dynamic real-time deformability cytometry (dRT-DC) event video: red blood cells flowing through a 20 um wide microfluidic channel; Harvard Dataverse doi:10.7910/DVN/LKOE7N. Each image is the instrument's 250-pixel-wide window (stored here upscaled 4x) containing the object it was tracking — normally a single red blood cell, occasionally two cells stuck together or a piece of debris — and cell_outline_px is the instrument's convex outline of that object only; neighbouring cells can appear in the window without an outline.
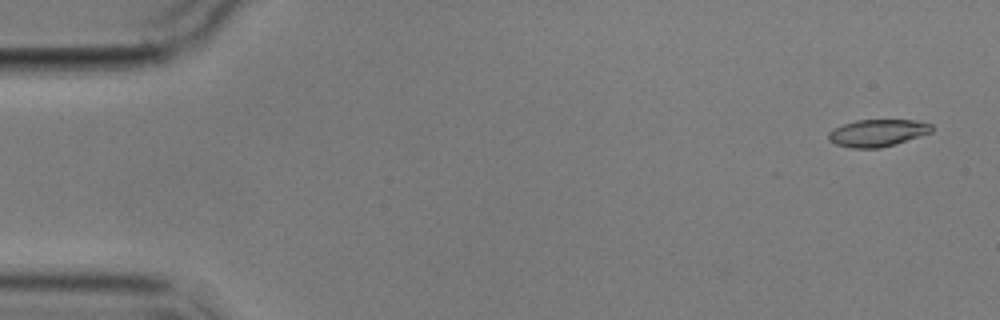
{"species": "common noctule bat (a hibernating species)", "species_latin": "Nyctalus noctula", "temperature_condition": "cold", "stored_images_in_passage": 5, "camera_frame_rate_fps": 3000, "um_per_image_px": 0.085, "animal": {"sex": "male", "body_mass_g": 17.9}, "frame": {"image": 1, "passage_image": 1, "time_ms": 0.0, "image_size_px": [1000, 320], "cell_outline_px": [[932, 132], [880, 148], [852, 148], [836, 144], [828, 140], [828, 132], [832, 128], [856, 120], [916, 120], [932, 124]], "centroid_in_image_um": [74.55, 11.29], "position_along_channel_um": 10.4, "area_um2": 16.24}}